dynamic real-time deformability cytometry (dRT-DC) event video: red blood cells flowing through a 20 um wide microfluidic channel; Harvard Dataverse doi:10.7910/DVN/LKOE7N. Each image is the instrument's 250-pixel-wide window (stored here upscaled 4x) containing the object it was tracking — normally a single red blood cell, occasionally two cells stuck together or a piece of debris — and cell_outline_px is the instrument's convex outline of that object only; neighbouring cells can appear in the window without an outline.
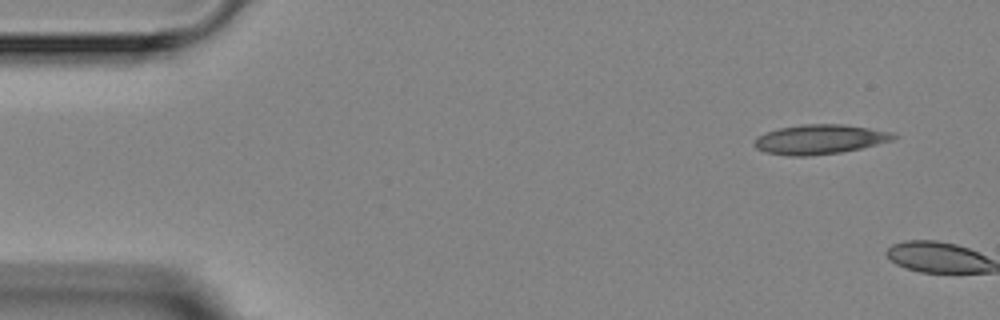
{"species": "Egyptian fruit bat (a non-hibernating species)", "species_latin": "Rousettus aegyptiacus", "temperature_condition": "room temperature", "stored_images_in_passage": 5, "camera_frame_rate_fps": 3000, "um_per_image_px": 0.085, "animal": {"sex": "female"}, "frame": {"image": 1, "passage_image": 1, "time_ms": 0.0, "image_size_px": [1000, 320], "cell_outline_px": [[900, 136], [892, 140], [860, 148], [840, 152], [808, 156], [788, 156], [764, 152], [756, 148], [752, 144], [756, 136], [780, 128], [804, 124], [844, 124], [868, 128], [888, 132]], "centroid_in_image_um": [69.62, 11.85], "position_along_channel_um": 15.4, "area_um2": 23.81}}
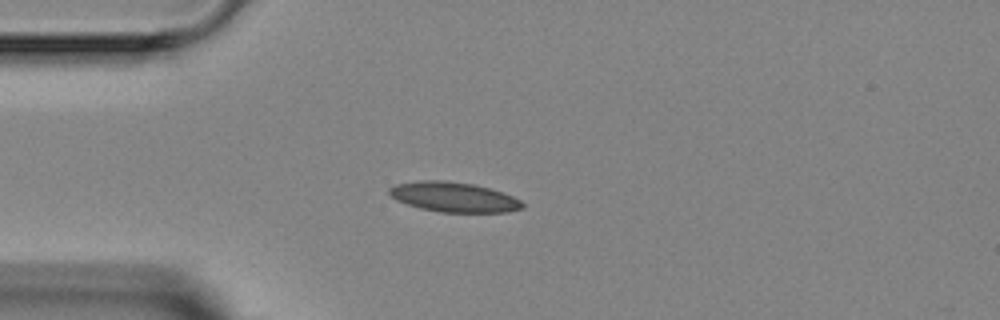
{"frame": {"image": 2, "passage_image": 4, "time_ms": 4.333, "image_size_px": [1000, 320], "cell_outline_px": [[524, 208], [508, 212], [440, 212], [420, 208], [396, 200], [388, 192], [388, 188], [396, 184], [420, 180], [444, 180], [472, 184], [488, 188], [512, 196], [520, 200], [524, 204]], "centroid_in_image_um": [38.55, 16.75], "position_along_channel_um": 46.4, "area_um2": 23.06}}